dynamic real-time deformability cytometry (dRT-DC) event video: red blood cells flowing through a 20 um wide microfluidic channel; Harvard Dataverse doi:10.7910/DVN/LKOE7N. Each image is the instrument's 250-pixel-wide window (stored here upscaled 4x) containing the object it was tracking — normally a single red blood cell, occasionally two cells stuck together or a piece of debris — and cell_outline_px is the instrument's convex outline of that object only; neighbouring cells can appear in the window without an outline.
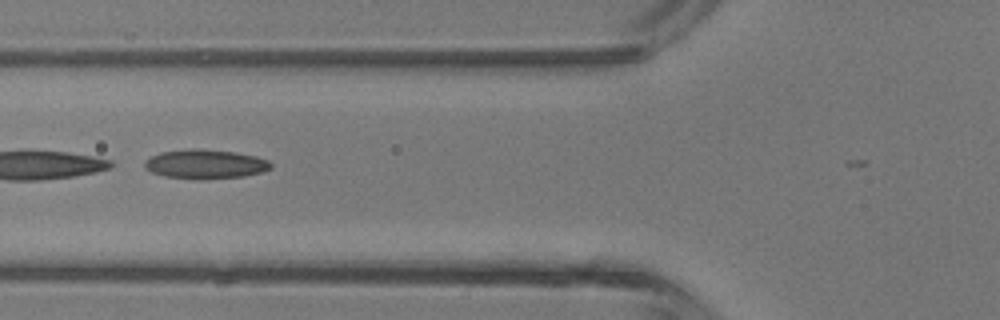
{"species": "common noctule bat (a hibernating species)", "species_latin": "Nyctalus noctula", "temperature_condition": "room temperature", "stored_images_in_passage": 31, "camera_frame_rate_fps": 3000, "um_per_image_px": 0.085, "animal": {"sex": "male", "body_mass_g": 13.3}, "frame": {"image": 1, "passage_image": 10, "time_ms": 3.0, "image_size_px": [1000, 320], "cell_outline_px": [[272, 168], [260, 172], [244, 176], [204, 180], [200, 180], [164, 176], [152, 172], [144, 168], [144, 160], [160, 152], [192, 148], [236, 152], [256, 156], [268, 160], [272, 164]], "centroid_in_image_um": [17.44, 13.95], "position_along_channel_um": 108.4, "area_um2": 21.68}}
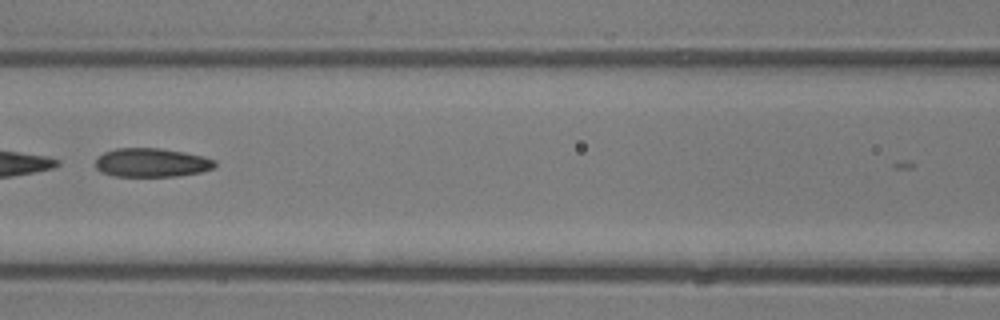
{"frame": {"image": 2, "passage_image": 13, "time_ms": 4.0, "image_size_px": [1000, 320], "cell_outline_px": [[216, 168], [200, 172], [176, 176], [116, 176], [100, 172], [96, 168], [96, 156], [104, 152], [116, 148], [160, 148], [184, 152], [204, 156], [216, 160]], "centroid_in_image_um": [12.89, 13.82], "position_along_channel_um": 153.7, "area_um2": 20.23}}
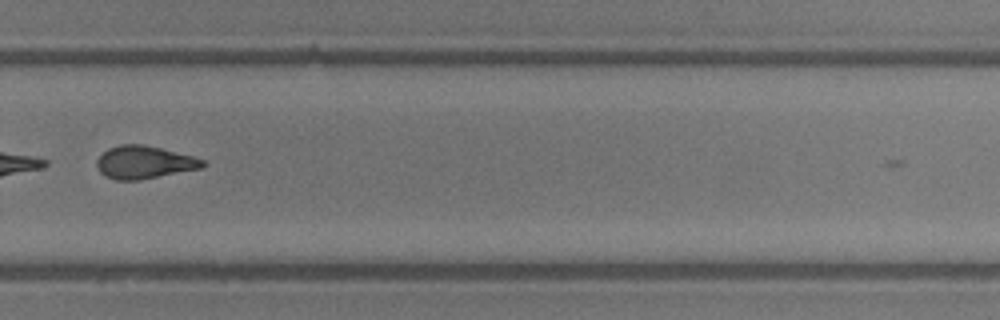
{"frame": {"image": 3, "passage_image": 24, "time_ms": 7.667, "image_size_px": [1000, 320], "cell_outline_px": [[204, 164], [200, 168], [140, 180], [116, 180], [104, 176], [100, 172], [96, 164], [96, 160], [108, 148], [120, 144], [140, 144], [160, 148], [192, 156], [204, 160]], "centroid_in_image_um": [12.2, 13.8], "position_along_channel_um": 317.6, "area_um2": 20.0}}